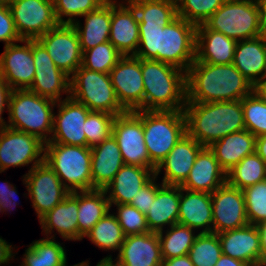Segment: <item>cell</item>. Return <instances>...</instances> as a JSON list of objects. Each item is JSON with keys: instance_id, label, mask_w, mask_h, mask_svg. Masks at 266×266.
Masks as SVG:
<instances>
[{"instance_id": "cell-1", "label": "cell", "mask_w": 266, "mask_h": 266, "mask_svg": "<svg viewBox=\"0 0 266 266\" xmlns=\"http://www.w3.org/2000/svg\"><path fill=\"white\" fill-rule=\"evenodd\" d=\"M196 30V25L179 16L168 25H139V45L134 56L187 72L196 58Z\"/></svg>"}, {"instance_id": "cell-2", "label": "cell", "mask_w": 266, "mask_h": 266, "mask_svg": "<svg viewBox=\"0 0 266 266\" xmlns=\"http://www.w3.org/2000/svg\"><path fill=\"white\" fill-rule=\"evenodd\" d=\"M254 86L231 64H209L196 59L186 72V102L242 100Z\"/></svg>"}, {"instance_id": "cell-3", "label": "cell", "mask_w": 266, "mask_h": 266, "mask_svg": "<svg viewBox=\"0 0 266 266\" xmlns=\"http://www.w3.org/2000/svg\"><path fill=\"white\" fill-rule=\"evenodd\" d=\"M184 113L187 133L204 147L228 134L246 129L242 100L186 102Z\"/></svg>"}, {"instance_id": "cell-4", "label": "cell", "mask_w": 266, "mask_h": 266, "mask_svg": "<svg viewBox=\"0 0 266 266\" xmlns=\"http://www.w3.org/2000/svg\"><path fill=\"white\" fill-rule=\"evenodd\" d=\"M144 110L180 111L186 105V72L167 63L141 59Z\"/></svg>"}, {"instance_id": "cell-5", "label": "cell", "mask_w": 266, "mask_h": 266, "mask_svg": "<svg viewBox=\"0 0 266 266\" xmlns=\"http://www.w3.org/2000/svg\"><path fill=\"white\" fill-rule=\"evenodd\" d=\"M56 102L25 90H12L7 127L32 134L49 142L53 129Z\"/></svg>"}, {"instance_id": "cell-6", "label": "cell", "mask_w": 266, "mask_h": 266, "mask_svg": "<svg viewBox=\"0 0 266 266\" xmlns=\"http://www.w3.org/2000/svg\"><path fill=\"white\" fill-rule=\"evenodd\" d=\"M150 161L157 167L180 138L187 133L184 110H137Z\"/></svg>"}, {"instance_id": "cell-7", "label": "cell", "mask_w": 266, "mask_h": 266, "mask_svg": "<svg viewBox=\"0 0 266 266\" xmlns=\"http://www.w3.org/2000/svg\"><path fill=\"white\" fill-rule=\"evenodd\" d=\"M91 148L45 143L44 161L70 191L92 190Z\"/></svg>"}, {"instance_id": "cell-8", "label": "cell", "mask_w": 266, "mask_h": 266, "mask_svg": "<svg viewBox=\"0 0 266 266\" xmlns=\"http://www.w3.org/2000/svg\"><path fill=\"white\" fill-rule=\"evenodd\" d=\"M70 97L90 111L121 115L127 112L120 104L109 74L80 66L70 77Z\"/></svg>"}, {"instance_id": "cell-9", "label": "cell", "mask_w": 266, "mask_h": 266, "mask_svg": "<svg viewBox=\"0 0 266 266\" xmlns=\"http://www.w3.org/2000/svg\"><path fill=\"white\" fill-rule=\"evenodd\" d=\"M209 29L236 41L263 35L256 0H225L204 23Z\"/></svg>"}, {"instance_id": "cell-10", "label": "cell", "mask_w": 266, "mask_h": 266, "mask_svg": "<svg viewBox=\"0 0 266 266\" xmlns=\"http://www.w3.org/2000/svg\"><path fill=\"white\" fill-rule=\"evenodd\" d=\"M44 154L45 142L40 138L9 127L0 130V173L29 164L32 169L44 162Z\"/></svg>"}, {"instance_id": "cell-11", "label": "cell", "mask_w": 266, "mask_h": 266, "mask_svg": "<svg viewBox=\"0 0 266 266\" xmlns=\"http://www.w3.org/2000/svg\"><path fill=\"white\" fill-rule=\"evenodd\" d=\"M22 181L39 219L70 194L45 161L30 168Z\"/></svg>"}, {"instance_id": "cell-12", "label": "cell", "mask_w": 266, "mask_h": 266, "mask_svg": "<svg viewBox=\"0 0 266 266\" xmlns=\"http://www.w3.org/2000/svg\"><path fill=\"white\" fill-rule=\"evenodd\" d=\"M8 5L22 40H36L60 24L53 0H13Z\"/></svg>"}, {"instance_id": "cell-13", "label": "cell", "mask_w": 266, "mask_h": 266, "mask_svg": "<svg viewBox=\"0 0 266 266\" xmlns=\"http://www.w3.org/2000/svg\"><path fill=\"white\" fill-rule=\"evenodd\" d=\"M112 135L118 143L124 164L155 172L156 166L150 161L145 145L142 120L133 111L115 117Z\"/></svg>"}, {"instance_id": "cell-14", "label": "cell", "mask_w": 266, "mask_h": 266, "mask_svg": "<svg viewBox=\"0 0 266 266\" xmlns=\"http://www.w3.org/2000/svg\"><path fill=\"white\" fill-rule=\"evenodd\" d=\"M36 40L45 48L54 64L69 77L81 66L80 40L73 24H59Z\"/></svg>"}, {"instance_id": "cell-15", "label": "cell", "mask_w": 266, "mask_h": 266, "mask_svg": "<svg viewBox=\"0 0 266 266\" xmlns=\"http://www.w3.org/2000/svg\"><path fill=\"white\" fill-rule=\"evenodd\" d=\"M109 75L121 106L126 111L144 110L141 59L134 55L122 56Z\"/></svg>"}, {"instance_id": "cell-16", "label": "cell", "mask_w": 266, "mask_h": 266, "mask_svg": "<svg viewBox=\"0 0 266 266\" xmlns=\"http://www.w3.org/2000/svg\"><path fill=\"white\" fill-rule=\"evenodd\" d=\"M32 53L35 75L28 90L55 102L61 101L62 93L70 96V77L54 64L48 52L37 40H32Z\"/></svg>"}, {"instance_id": "cell-17", "label": "cell", "mask_w": 266, "mask_h": 266, "mask_svg": "<svg viewBox=\"0 0 266 266\" xmlns=\"http://www.w3.org/2000/svg\"><path fill=\"white\" fill-rule=\"evenodd\" d=\"M213 233H222L249 224L243 190L227 182L211 193Z\"/></svg>"}, {"instance_id": "cell-18", "label": "cell", "mask_w": 266, "mask_h": 266, "mask_svg": "<svg viewBox=\"0 0 266 266\" xmlns=\"http://www.w3.org/2000/svg\"><path fill=\"white\" fill-rule=\"evenodd\" d=\"M57 115H53V129L49 142L66 145L86 146L85 120L91 112L84 104L70 96L56 102Z\"/></svg>"}, {"instance_id": "cell-19", "label": "cell", "mask_w": 266, "mask_h": 266, "mask_svg": "<svg viewBox=\"0 0 266 266\" xmlns=\"http://www.w3.org/2000/svg\"><path fill=\"white\" fill-rule=\"evenodd\" d=\"M20 43L25 45L9 44L0 54V77L12 90L29 89L35 75L32 40H22Z\"/></svg>"}, {"instance_id": "cell-20", "label": "cell", "mask_w": 266, "mask_h": 266, "mask_svg": "<svg viewBox=\"0 0 266 266\" xmlns=\"http://www.w3.org/2000/svg\"><path fill=\"white\" fill-rule=\"evenodd\" d=\"M203 147L186 133L158 164L155 176H158L164 168L162 183L164 185L181 186L189 176L195 159Z\"/></svg>"}, {"instance_id": "cell-21", "label": "cell", "mask_w": 266, "mask_h": 266, "mask_svg": "<svg viewBox=\"0 0 266 266\" xmlns=\"http://www.w3.org/2000/svg\"><path fill=\"white\" fill-rule=\"evenodd\" d=\"M123 1L111 0L109 42L123 56L135 55L139 45V22L133 7Z\"/></svg>"}, {"instance_id": "cell-22", "label": "cell", "mask_w": 266, "mask_h": 266, "mask_svg": "<svg viewBox=\"0 0 266 266\" xmlns=\"http://www.w3.org/2000/svg\"><path fill=\"white\" fill-rule=\"evenodd\" d=\"M222 254L243 261L249 266H260L261 245L256 225L218 233Z\"/></svg>"}, {"instance_id": "cell-23", "label": "cell", "mask_w": 266, "mask_h": 266, "mask_svg": "<svg viewBox=\"0 0 266 266\" xmlns=\"http://www.w3.org/2000/svg\"><path fill=\"white\" fill-rule=\"evenodd\" d=\"M116 259L123 266H162L161 246L156 232L125 236Z\"/></svg>"}, {"instance_id": "cell-24", "label": "cell", "mask_w": 266, "mask_h": 266, "mask_svg": "<svg viewBox=\"0 0 266 266\" xmlns=\"http://www.w3.org/2000/svg\"><path fill=\"white\" fill-rule=\"evenodd\" d=\"M232 64L255 88L266 78V35L237 41Z\"/></svg>"}, {"instance_id": "cell-25", "label": "cell", "mask_w": 266, "mask_h": 266, "mask_svg": "<svg viewBox=\"0 0 266 266\" xmlns=\"http://www.w3.org/2000/svg\"><path fill=\"white\" fill-rule=\"evenodd\" d=\"M225 183L226 172L220 167L213 151L209 147H203L195 159L189 176L180 187L211 194Z\"/></svg>"}, {"instance_id": "cell-26", "label": "cell", "mask_w": 266, "mask_h": 266, "mask_svg": "<svg viewBox=\"0 0 266 266\" xmlns=\"http://www.w3.org/2000/svg\"><path fill=\"white\" fill-rule=\"evenodd\" d=\"M177 223L197 229V231L202 229L200 233H211L213 224L211 194L189 191L180 187Z\"/></svg>"}, {"instance_id": "cell-27", "label": "cell", "mask_w": 266, "mask_h": 266, "mask_svg": "<svg viewBox=\"0 0 266 266\" xmlns=\"http://www.w3.org/2000/svg\"><path fill=\"white\" fill-rule=\"evenodd\" d=\"M92 190H104L124 165L116 139L111 135L91 148Z\"/></svg>"}, {"instance_id": "cell-28", "label": "cell", "mask_w": 266, "mask_h": 266, "mask_svg": "<svg viewBox=\"0 0 266 266\" xmlns=\"http://www.w3.org/2000/svg\"><path fill=\"white\" fill-rule=\"evenodd\" d=\"M154 176L152 169L124 164L104 189L109 203L130 204L138 191Z\"/></svg>"}, {"instance_id": "cell-29", "label": "cell", "mask_w": 266, "mask_h": 266, "mask_svg": "<svg viewBox=\"0 0 266 266\" xmlns=\"http://www.w3.org/2000/svg\"><path fill=\"white\" fill-rule=\"evenodd\" d=\"M236 43V40L209 29L205 24L198 25L195 59L209 64H231Z\"/></svg>"}, {"instance_id": "cell-30", "label": "cell", "mask_w": 266, "mask_h": 266, "mask_svg": "<svg viewBox=\"0 0 266 266\" xmlns=\"http://www.w3.org/2000/svg\"><path fill=\"white\" fill-rule=\"evenodd\" d=\"M78 191L70 194L39 219L47 238L55 231L65 240L78 241ZM54 229V230H53ZM49 235V236H48Z\"/></svg>"}, {"instance_id": "cell-31", "label": "cell", "mask_w": 266, "mask_h": 266, "mask_svg": "<svg viewBox=\"0 0 266 266\" xmlns=\"http://www.w3.org/2000/svg\"><path fill=\"white\" fill-rule=\"evenodd\" d=\"M180 186L157 183V193L150 210L146 213V222L150 232H160L164 226L178 222Z\"/></svg>"}, {"instance_id": "cell-32", "label": "cell", "mask_w": 266, "mask_h": 266, "mask_svg": "<svg viewBox=\"0 0 266 266\" xmlns=\"http://www.w3.org/2000/svg\"><path fill=\"white\" fill-rule=\"evenodd\" d=\"M255 146L256 136L245 129L224 136L209 148L213 151L220 167L227 173L244 157L254 153Z\"/></svg>"}, {"instance_id": "cell-33", "label": "cell", "mask_w": 266, "mask_h": 266, "mask_svg": "<svg viewBox=\"0 0 266 266\" xmlns=\"http://www.w3.org/2000/svg\"><path fill=\"white\" fill-rule=\"evenodd\" d=\"M85 17V25L78 20L73 23L80 40L81 51L92 49L98 44L109 41L111 26V0H107L96 10L90 11Z\"/></svg>"}, {"instance_id": "cell-34", "label": "cell", "mask_w": 266, "mask_h": 266, "mask_svg": "<svg viewBox=\"0 0 266 266\" xmlns=\"http://www.w3.org/2000/svg\"><path fill=\"white\" fill-rule=\"evenodd\" d=\"M111 209L105 190L78 191V241Z\"/></svg>"}, {"instance_id": "cell-35", "label": "cell", "mask_w": 266, "mask_h": 266, "mask_svg": "<svg viewBox=\"0 0 266 266\" xmlns=\"http://www.w3.org/2000/svg\"><path fill=\"white\" fill-rule=\"evenodd\" d=\"M55 236L33 241L25 250L23 263L26 266H63L67 262L66 250Z\"/></svg>"}, {"instance_id": "cell-36", "label": "cell", "mask_w": 266, "mask_h": 266, "mask_svg": "<svg viewBox=\"0 0 266 266\" xmlns=\"http://www.w3.org/2000/svg\"><path fill=\"white\" fill-rule=\"evenodd\" d=\"M136 11L139 25H168L177 17L176 0H125Z\"/></svg>"}, {"instance_id": "cell-37", "label": "cell", "mask_w": 266, "mask_h": 266, "mask_svg": "<svg viewBox=\"0 0 266 266\" xmlns=\"http://www.w3.org/2000/svg\"><path fill=\"white\" fill-rule=\"evenodd\" d=\"M265 179L266 163L256 152L244 157L226 173V182L240 190H244Z\"/></svg>"}, {"instance_id": "cell-38", "label": "cell", "mask_w": 266, "mask_h": 266, "mask_svg": "<svg viewBox=\"0 0 266 266\" xmlns=\"http://www.w3.org/2000/svg\"><path fill=\"white\" fill-rule=\"evenodd\" d=\"M195 229L176 223L167 230L158 232L163 259H170L189 254L197 234ZM166 233V234H165ZM165 234V235H164Z\"/></svg>"}, {"instance_id": "cell-39", "label": "cell", "mask_w": 266, "mask_h": 266, "mask_svg": "<svg viewBox=\"0 0 266 266\" xmlns=\"http://www.w3.org/2000/svg\"><path fill=\"white\" fill-rule=\"evenodd\" d=\"M109 211L101 218L85 237L102 250L120 251L125 235L117 218Z\"/></svg>"}, {"instance_id": "cell-40", "label": "cell", "mask_w": 266, "mask_h": 266, "mask_svg": "<svg viewBox=\"0 0 266 266\" xmlns=\"http://www.w3.org/2000/svg\"><path fill=\"white\" fill-rule=\"evenodd\" d=\"M188 255L194 266H215L222 255L218 234L197 233Z\"/></svg>"}, {"instance_id": "cell-41", "label": "cell", "mask_w": 266, "mask_h": 266, "mask_svg": "<svg viewBox=\"0 0 266 266\" xmlns=\"http://www.w3.org/2000/svg\"><path fill=\"white\" fill-rule=\"evenodd\" d=\"M123 55L109 42L82 52L81 66L88 70L109 74Z\"/></svg>"}, {"instance_id": "cell-42", "label": "cell", "mask_w": 266, "mask_h": 266, "mask_svg": "<svg viewBox=\"0 0 266 266\" xmlns=\"http://www.w3.org/2000/svg\"><path fill=\"white\" fill-rule=\"evenodd\" d=\"M246 130L256 137L266 134V101L254 89L242 99Z\"/></svg>"}, {"instance_id": "cell-43", "label": "cell", "mask_w": 266, "mask_h": 266, "mask_svg": "<svg viewBox=\"0 0 266 266\" xmlns=\"http://www.w3.org/2000/svg\"><path fill=\"white\" fill-rule=\"evenodd\" d=\"M225 0H176L177 16L198 26L204 24Z\"/></svg>"}, {"instance_id": "cell-44", "label": "cell", "mask_w": 266, "mask_h": 266, "mask_svg": "<svg viewBox=\"0 0 266 266\" xmlns=\"http://www.w3.org/2000/svg\"><path fill=\"white\" fill-rule=\"evenodd\" d=\"M115 115L91 111L85 120L86 147H94L112 135Z\"/></svg>"}, {"instance_id": "cell-45", "label": "cell", "mask_w": 266, "mask_h": 266, "mask_svg": "<svg viewBox=\"0 0 266 266\" xmlns=\"http://www.w3.org/2000/svg\"><path fill=\"white\" fill-rule=\"evenodd\" d=\"M107 0H53L55 15L60 24H73L78 17L96 10ZM65 17L67 19H65ZM77 17V19H76Z\"/></svg>"}, {"instance_id": "cell-46", "label": "cell", "mask_w": 266, "mask_h": 266, "mask_svg": "<svg viewBox=\"0 0 266 266\" xmlns=\"http://www.w3.org/2000/svg\"><path fill=\"white\" fill-rule=\"evenodd\" d=\"M247 220L257 225L266 220V179L243 190Z\"/></svg>"}, {"instance_id": "cell-47", "label": "cell", "mask_w": 266, "mask_h": 266, "mask_svg": "<svg viewBox=\"0 0 266 266\" xmlns=\"http://www.w3.org/2000/svg\"><path fill=\"white\" fill-rule=\"evenodd\" d=\"M112 205L117 206V212L114 214L125 236L150 232L145 214L136 207L130 204H110L111 207Z\"/></svg>"}, {"instance_id": "cell-48", "label": "cell", "mask_w": 266, "mask_h": 266, "mask_svg": "<svg viewBox=\"0 0 266 266\" xmlns=\"http://www.w3.org/2000/svg\"><path fill=\"white\" fill-rule=\"evenodd\" d=\"M5 46L21 42L19 34L16 31L13 15L8 3L0 2V42Z\"/></svg>"}, {"instance_id": "cell-49", "label": "cell", "mask_w": 266, "mask_h": 266, "mask_svg": "<svg viewBox=\"0 0 266 266\" xmlns=\"http://www.w3.org/2000/svg\"><path fill=\"white\" fill-rule=\"evenodd\" d=\"M157 176H154L147 184L139 191L136 197H133L131 206L136 207L140 212L146 215L150 210V205L153 203L157 193Z\"/></svg>"}, {"instance_id": "cell-50", "label": "cell", "mask_w": 266, "mask_h": 266, "mask_svg": "<svg viewBox=\"0 0 266 266\" xmlns=\"http://www.w3.org/2000/svg\"><path fill=\"white\" fill-rule=\"evenodd\" d=\"M16 187L8 181L0 184V212L13 210L17 206V190ZM12 208V209H11Z\"/></svg>"}, {"instance_id": "cell-51", "label": "cell", "mask_w": 266, "mask_h": 266, "mask_svg": "<svg viewBox=\"0 0 266 266\" xmlns=\"http://www.w3.org/2000/svg\"><path fill=\"white\" fill-rule=\"evenodd\" d=\"M12 93V88L7 84V82L0 77V130L7 127L5 119L2 114L5 108L9 109V99Z\"/></svg>"}, {"instance_id": "cell-52", "label": "cell", "mask_w": 266, "mask_h": 266, "mask_svg": "<svg viewBox=\"0 0 266 266\" xmlns=\"http://www.w3.org/2000/svg\"><path fill=\"white\" fill-rule=\"evenodd\" d=\"M14 249L6 240L0 237V266L2 264L10 263L11 259L13 260Z\"/></svg>"}, {"instance_id": "cell-53", "label": "cell", "mask_w": 266, "mask_h": 266, "mask_svg": "<svg viewBox=\"0 0 266 266\" xmlns=\"http://www.w3.org/2000/svg\"><path fill=\"white\" fill-rule=\"evenodd\" d=\"M256 226L260 235V266H266V220L258 223Z\"/></svg>"}, {"instance_id": "cell-54", "label": "cell", "mask_w": 266, "mask_h": 266, "mask_svg": "<svg viewBox=\"0 0 266 266\" xmlns=\"http://www.w3.org/2000/svg\"><path fill=\"white\" fill-rule=\"evenodd\" d=\"M162 266H194L189 255L163 259Z\"/></svg>"}, {"instance_id": "cell-55", "label": "cell", "mask_w": 266, "mask_h": 266, "mask_svg": "<svg viewBox=\"0 0 266 266\" xmlns=\"http://www.w3.org/2000/svg\"><path fill=\"white\" fill-rule=\"evenodd\" d=\"M215 266H249L247 263L231 258L226 255H221Z\"/></svg>"}, {"instance_id": "cell-56", "label": "cell", "mask_w": 266, "mask_h": 266, "mask_svg": "<svg viewBox=\"0 0 266 266\" xmlns=\"http://www.w3.org/2000/svg\"><path fill=\"white\" fill-rule=\"evenodd\" d=\"M255 152L266 163V134H263V135L256 137Z\"/></svg>"}, {"instance_id": "cell-57", "label": "cell", "mask_w": 266, "mask_h": 266, "mask_svg": "<svg viewBox=\"0 0 266 266\" xmlns=\"http://www.w3.org/2000/svg\"><path fill=\"white\" fill-rule=\"evenodd\" d=\"M258 10H259V20L261 29L266 35V0H256Z\"/></svg>"}, {"instance_id": "cell-58", "label": "cell", "mask_w": 266, "mask_h": 266, "mask_svg": "<svg viewBox=\"0 0 266 266\" xmlns=\"http://www.w3.org/2000/svg\"><path fill=\"white\" fill-rule=\"evenodd\" d=\"M113 260L114 259H112V255H108L104 257L102 260H100L96 266H123L117 261L114 263Z\"/></svg>"}, {"instance_id": "cell-59", "label": "cell", "mask_w": 266, "mask_h": 266, "mask_svg": "<svg viewBox=\"0 0 266 266\" xmlns=\"http://www.w3.org/2000/svg\"><path fill=\"white\" fill-rule=\"evenodd\" d=\"M254 89L266 101V78L262 80Z\"/></svg>"}, {"instance_id": "cell-60", "label": "cell", "mask_w": 266, "mask_h": 266, "mask_svg": "<svg viewBox=\"0 0 266 266\" xmlns=\"http://www.w3.org/2000/svg\"><path fill=\"white\" fill-rule=\"evenodd\" d=\"M63 266H68L67 262ZM72 266H89V260H87V261L85 260V261L79 262V263H77L75 265H72Z\"/></svg>"}, {"instance_id": "cell-61", "label": "cell", "mask_w": 266, "mask_h": 266, "mask_svg": "<svg viewBox=\"0 0 266 266\" xmlns=\"http://www.w3.org/2000/svg\"><path fill=\"white\" fill-rule=\"evenodd\" d=\"M11 1H13V0H0V2H5V3H9Z\"/></svg>"}, {"instance_id": "cell-62", "label": "cell", "mask_w": 266, "mask_h": 266, "mask_svg": "<svg viewBox=\"0 0 266 266\" xmlns=\"http://www.w3.org/2000/svg\"><path fill=\"white\" fill-rule=\"evenodd\" d=\"M18 266H26V265L22 262L21 265H18Z\"/></svg>"}]
</instances>
